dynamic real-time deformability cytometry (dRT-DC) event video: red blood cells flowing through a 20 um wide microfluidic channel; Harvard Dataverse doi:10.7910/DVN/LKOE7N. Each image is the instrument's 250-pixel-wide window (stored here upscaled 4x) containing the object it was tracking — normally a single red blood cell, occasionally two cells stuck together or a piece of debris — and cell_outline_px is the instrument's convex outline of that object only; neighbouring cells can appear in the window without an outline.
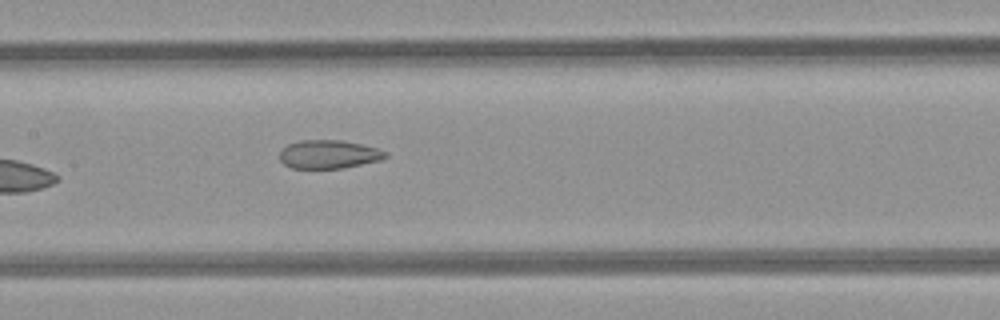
{"species": "common noctule bat (a hibernating species)", "species_latin": "Nyctalus noctula", "temperature_condition": "room temperature", "stored_images_in_passage": 8, "camera_frame_rate_fps": 3000, "um_per_image_px": 0.085, "animal": {"sex": "female", "body_mass_g": 21.9}, "frame": {"image": 1, "passage_image": 8, "time_ms": 8.0, "image_size_px": [1000, 320], "cell_outline_px": [[388, 156], [380, 160], [344, 168], [292, 168], [284, 164], [280, 160], [280, 152], [288, 144], [300, 140], [340, 140], [360, 144], [376, 148], [388, 152]], "centroid_in_image_um": [27.95, 13.12], "position_along_channel_um": 179.5, "area_um2": 17.46}}